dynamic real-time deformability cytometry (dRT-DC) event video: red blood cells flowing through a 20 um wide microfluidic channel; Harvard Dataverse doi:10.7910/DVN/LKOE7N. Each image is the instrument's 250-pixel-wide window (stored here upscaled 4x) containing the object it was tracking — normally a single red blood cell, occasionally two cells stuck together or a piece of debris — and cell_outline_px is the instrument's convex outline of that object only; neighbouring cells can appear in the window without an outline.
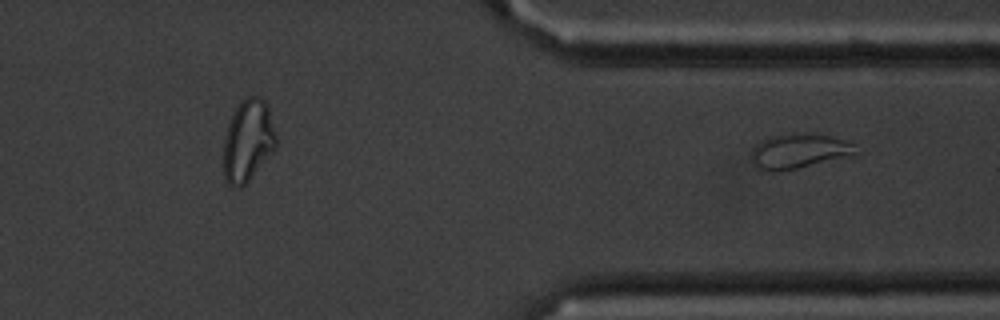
{"species": "common noctule bat (a hibernating species)", "species_latin": "Nyctalus noctula", "temperature_condition": "cold", "stored_images_in_passage": 37, "segment_of_instrument_passage": [2, 2], "camera_frame_rate_fps": 3000, "um_per_image_px": 0.085, "animal": {"sex": "male", "body_mass_g": 20.1, "forearm_length_mm": 53.5}, "frame": {"image": 1, "passage_image": 37, "time_ms": 12.0, "image_size_px": [1000, 320], "cell_outline_px": [[864, 152], [860, 156], [780, 172], [772, 172], [756, 168], [752, 160], [752, 152], [756, 144], [772, 136], [792, 132], [796, 132], [828, 136], [844, 140], [856, 144]], "centroid_in_image_um": [68.08, 12.87], "position_along_channel_um": 343.3, "area_um2": 22.14}}